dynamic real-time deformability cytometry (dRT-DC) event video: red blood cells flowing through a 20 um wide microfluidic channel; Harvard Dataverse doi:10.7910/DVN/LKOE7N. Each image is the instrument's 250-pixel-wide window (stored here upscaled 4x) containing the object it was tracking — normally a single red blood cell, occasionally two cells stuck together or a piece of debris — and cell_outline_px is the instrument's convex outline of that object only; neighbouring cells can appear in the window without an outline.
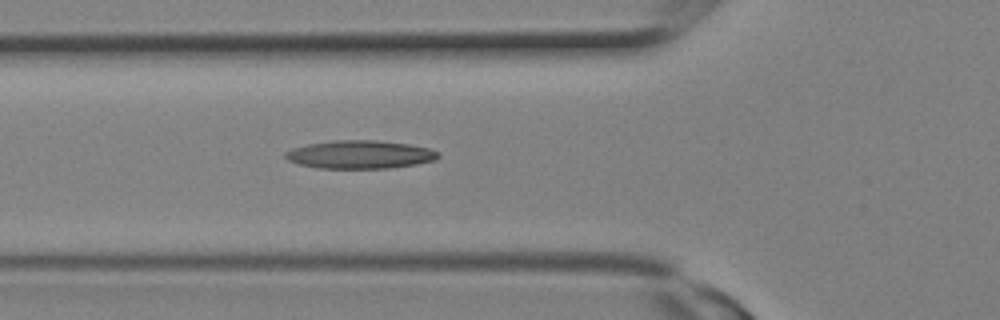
{"species": "Egyptian fruit bat (a non-hibernating species)", "species_latin": "Rousettus aegyptiacus", "temperature_condition": "room temperature", "stored_images_in_passage": 2, "camera_frame_rate_fps": 3000, "um_per_image_px": 0.085, "animal": {"sex": "female"}, "frame": {"image": 1, "passage_image": 2, "time_ms": 0.333, "image_size_px": [1000, 320], "cell_outline_px": [[440, 156], [436, 160], [416, 164], [388, 168], [316, 168], [300, 164], [288, 160], [284, 156], [284, 152], [292, 148], [308, 144], [332, 140], [376, 140], [408, 144], [428, 148], [440, 152]], "centroid_in_image_um": [30.59, 13.13], "position_along_channel_um": 95.2, "area_um2": 25.14}}